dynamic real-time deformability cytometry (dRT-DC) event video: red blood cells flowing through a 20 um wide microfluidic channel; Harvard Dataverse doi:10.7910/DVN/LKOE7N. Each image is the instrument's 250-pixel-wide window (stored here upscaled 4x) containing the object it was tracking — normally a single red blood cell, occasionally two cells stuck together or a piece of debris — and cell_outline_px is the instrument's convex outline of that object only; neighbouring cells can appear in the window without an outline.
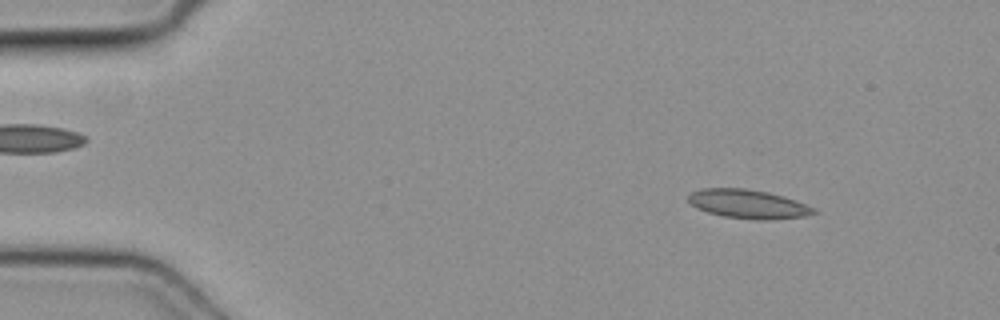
{"species": "common noctule bat (a hibernating species)", "species_latin": "Nyctalus noctula", "temperature_condition": "cold", "stored_images_in_passage": 7, "camera_frame_rate_fps": 3000, "um_per_image_px": 0.085, "animal": {"sex": "female", "body_mass_g": 19.3, "forearm_length_mm": 54.1}, "frame": {"image": 1, "passage_image": 4, "time_ms": 1.0, "image_size_px": [1000, 320], "cell_outline_px": [[820, 212], [804, 216], [764, 220], [756, 220], [724, 216], [708, 212], [696, 208], [688, 200], [688, 196], [692, 192], [700, 188], [744, 188], [768, 192], [784, 196], [796, 200], [816, 208]], "centroid_in_image_um": [63.62, 17.34], "position_along_channel_um": 21.4, "area_um2": 21.15}}